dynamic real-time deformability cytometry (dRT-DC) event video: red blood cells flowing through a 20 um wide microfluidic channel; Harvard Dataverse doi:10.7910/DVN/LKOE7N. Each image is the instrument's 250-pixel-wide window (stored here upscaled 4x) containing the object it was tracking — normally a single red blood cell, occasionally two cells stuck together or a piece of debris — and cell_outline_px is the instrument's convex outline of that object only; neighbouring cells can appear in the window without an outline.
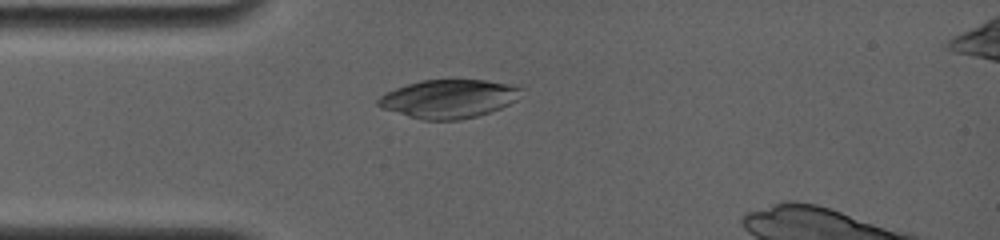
{"species": "common noctule bat (a hibernating species)", "species_latin": "Nyctalus noctula", "temperature_condition": "room temperature", "stored_images_in_passage": 8, "camera_frame_rate_fps": 4000, "um_per_image_px": 0.085, "animal": {"sex": "female", "body_mass_g": 19.0, "forearm_length_mm": 56.7}, "frame": {"image": 1, "passage_image": 6, "time_ms": 4.0, "image_size_px": [1000, 240], "cell_outline_px": [[520, 88], [516, 100], [500, 108], [476, 116], [460, 120], [424, 120], [408, 116], [384, 108], [376, 104], [376, 100], [380, 96], [396, 88], [420, 80], [484, 80], [508, 84]], "centroid_in_image_um": [38.1, 8.4], "position_along_channel_um": 46.9, "area_um2": 31.5}}
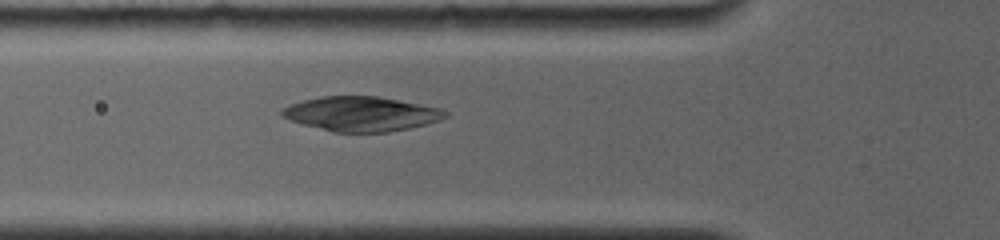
{"frame": {"image": 2, "passage_image": 8, "time_ms": 5.5, "image_size_px": [1000, 240], "cell_outline_px": [[448, 116], [440, 120], [408, 128], [388, 132], [332, 132], [304, 124], [292, 120], [284, 116], [280, 112], [284, 108], [292, 104], [304, 100], [320, 96], [380, 96], [440, 108], [448, 112]], "centroid_in_image_um": [30.75, 9.67], "position_along_channel_um": 95.1, "area_um2": 32.6}}